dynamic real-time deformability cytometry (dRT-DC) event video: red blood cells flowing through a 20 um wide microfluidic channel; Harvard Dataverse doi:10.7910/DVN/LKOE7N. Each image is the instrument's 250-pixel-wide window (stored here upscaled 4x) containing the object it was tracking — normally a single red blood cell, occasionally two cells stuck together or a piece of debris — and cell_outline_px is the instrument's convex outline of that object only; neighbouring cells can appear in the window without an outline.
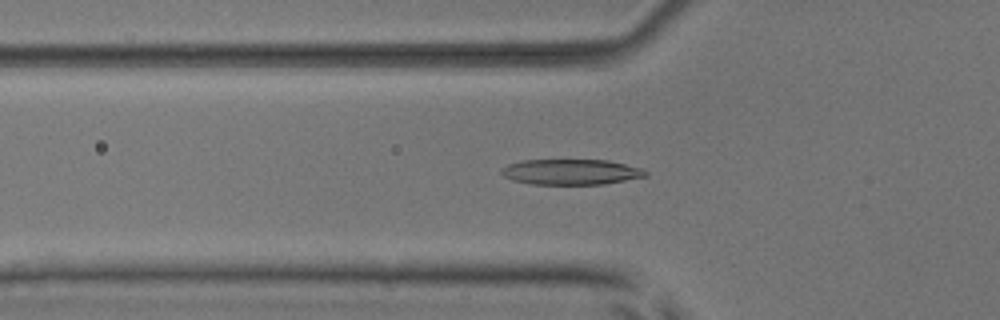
{"species": "common noctule bat (a hibernating species)", "species_latin": "Nyctalus noctula", "temperature_condition": "room temperature", "stored_images_in_passage": 53, "camera_frame_rate_fps": 3000, "um_per_image_px": 0.085, "animal": {"sex": "male", "body_mass_g": 17.9, "forearm_length_mm": 54.2}, "frame": {"image": 1, "passage_image": 18, "time_ms": 5.667, "image_size_px": [1000, 320], "cell_outline_px": [[648, 176], [604, 184], [532, 184], [512, 180], [504, 176], [500, 172], [500, 168], [508, 164], [524, 160], [608, 160], [644, 168], [648, 172]], "centroid_in_image_um": [48.56, 14.61], "position_along_channel_um": 77.2, "area_um2": 21.56}}
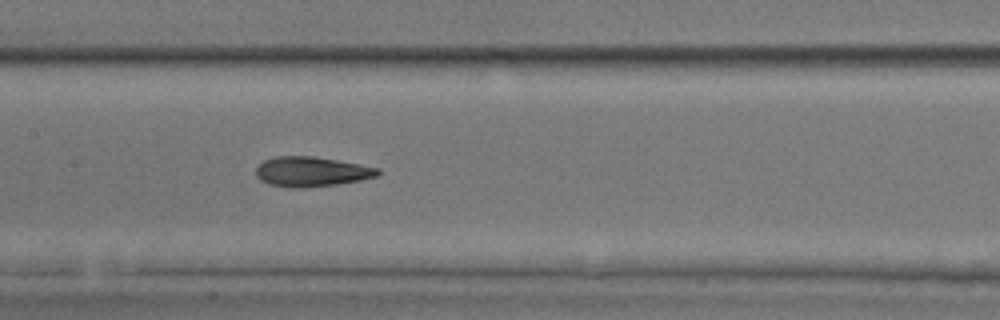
{"frame": {"image": 2, "passage_image": 26, "time_ms": 8.333, "image_size_px": [1000, 320], "cell_outline_px": [[380, 172], [376, 176], [360, 180], [336, 184], [304, 188], [288, 188], [268, 184], [260, 180], [256, 176], [256, 168], [264, 160], [276, 156], [312, 156], [336, 160], [380, 168]], "centroid_in_image_um": [26.43, 14.6], "position_along_channel_um": 181.0, "area_um2": 21.15}}
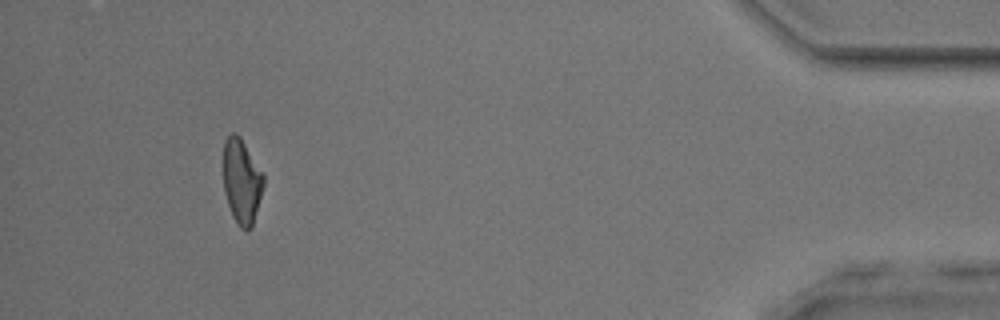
{"frame": {"image": 3, "passage_image": 49, "time_ms": 16.0, "image_size_px": [1000, 320], "cell_outline_px": [[264, 184], [252, 228], [248, 232], [244, 232], [240, 228], [232, 216], [224, 192], [224, 140], [232, 132], [236, 132], [240, 136], [264, 176]], "centroid_in_image_um": [20.54, 15.45], "position_along_channel_um": 414.7, "area_um2": 19.88}, "authors_computed_cell_mechanics": {"area_um2": 21.0392, "velocity_mm_per_s": 3.887, "shape_relaxation_time_tau1_ms": 4.4549, "shape_relaxation_time_tau2_ms": 1.9831, "deformation_change_tau1": 0.191, "deformation_change_tau2": 0.1109}}